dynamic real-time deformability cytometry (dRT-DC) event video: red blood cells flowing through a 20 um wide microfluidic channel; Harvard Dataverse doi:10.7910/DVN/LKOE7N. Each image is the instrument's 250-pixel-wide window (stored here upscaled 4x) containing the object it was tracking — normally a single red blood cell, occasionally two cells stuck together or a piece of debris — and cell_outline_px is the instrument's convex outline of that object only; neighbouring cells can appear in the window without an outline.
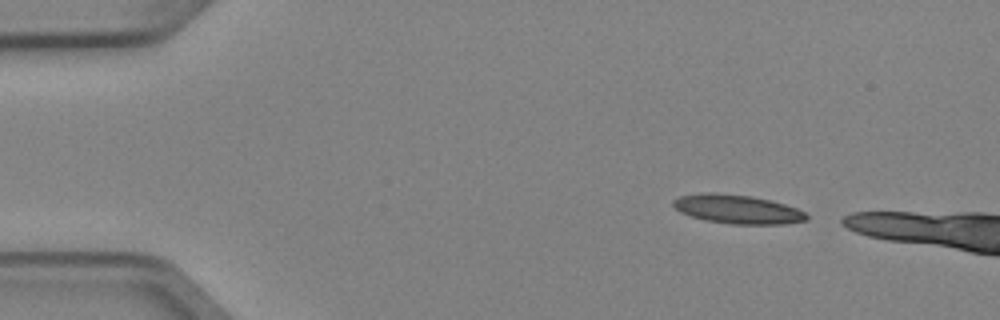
{"species": "Egyptian fruit bat (a non-hibernating species)", "species_latin": "Rousettus aegyptiacus", "temperature_condition": "cold", "stored_images_in_passage": 3, "camera_frame_rate_fps": 3000, "um_per_image_px": 0.085, "animal": {"sex": "female"}, "frame": {"image": 1, "passage_image": 1, "time_ms": 0.0, "image_size_px": [1000, 320], "cell_outline_px": [[808, 220], [784, 224], [732, 224], [704, 220], [680, 212], [672, 204], [672, 200], [680, 196], [700, 192], [716, 192], [752, 196], [784, 204], [808, 212]], "centroid_in_image_um": [62.68, 17.77], "position_along_channel_um": 22.3, "area_um2": 22.6}}